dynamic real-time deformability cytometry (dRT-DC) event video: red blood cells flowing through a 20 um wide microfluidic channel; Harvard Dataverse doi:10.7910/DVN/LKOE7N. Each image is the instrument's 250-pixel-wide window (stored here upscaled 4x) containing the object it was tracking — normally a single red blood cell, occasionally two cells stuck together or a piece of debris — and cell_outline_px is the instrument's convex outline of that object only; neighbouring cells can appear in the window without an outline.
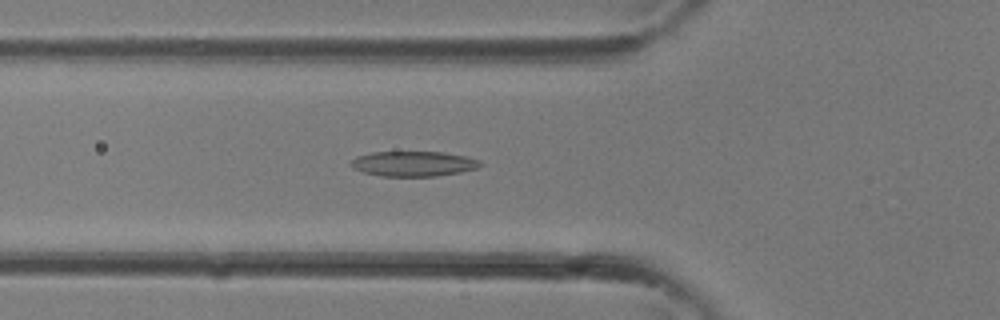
{"species": "common noctule bat (a hibernating species)", "species_latin": "Nyctalus noctula", "temperature_condition": "room temperature", "stored_images_in_passage": 27, "camera_frame_rate_fps": 3000, "um_per_image_px": 0.085, "animal": {"sex": "female"}, "frame": {"image": 1, "passage_image": 5, "time_ms": 1.333, "image_size_px": [1000, 320], "cell_outline_px": [[480, 164], [476, 168], [460, 172], [436, 176], [380, 176], [364, 172], [352, 168], [348, 164], [356, 156], [372, 152], [444, 152], [468, 156], [480, 160]], "centroid_in_image_um": [35.11, 13.91], "position_along_channel_um": 90.7, "area_um2": 18.96}}
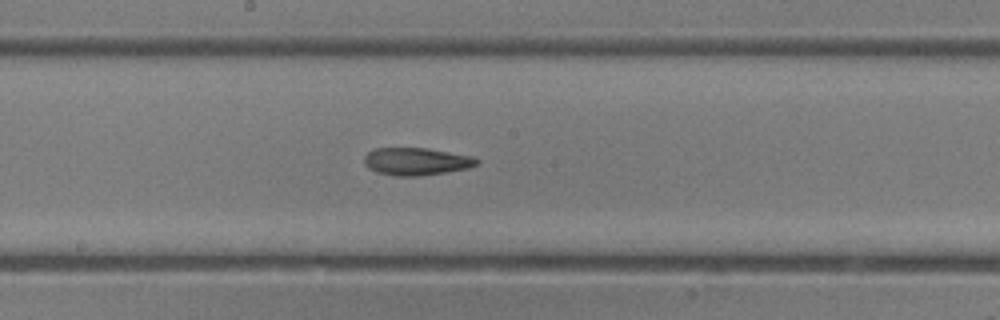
{"frame": {"image": 2, "passage_image": 11, "time_ms": 3.333, "image_size_px": [1000, 320], "cell_outline_px": [[480, 160], [476, 164], [468, 168], [420, 176], [396, 176], [376, 172], [368, 168], [364, 164], [364, 156], [368, 152], [376, 148], [428, 148], [472, 156]], "centroid_in_image_um": [35.36, 13.72], "position_along_channel_um": 212.8, "area_um2": 18.03}}
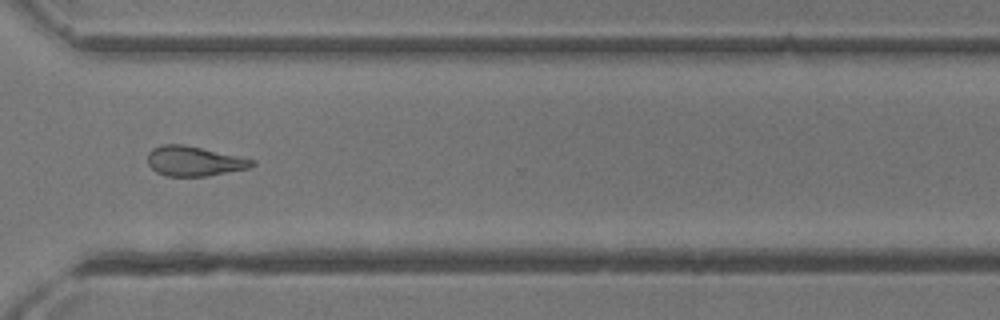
{"frame": {"image": 3, "passage_image": 18, "time_ms": 5.667, "image_size_px": [1000, 320], "cell_outline_px": [[256, 164], [248, 168], [208, 176], [168, 176], [156, 172], [148, 164], [148, 152], [152, 148], [160, 144], [184, 144], [256, 160]], "centroid_in_image_um": [16.48, 13.69], "position_along_channel_um": 354.1, "area_um2": 18.15}}